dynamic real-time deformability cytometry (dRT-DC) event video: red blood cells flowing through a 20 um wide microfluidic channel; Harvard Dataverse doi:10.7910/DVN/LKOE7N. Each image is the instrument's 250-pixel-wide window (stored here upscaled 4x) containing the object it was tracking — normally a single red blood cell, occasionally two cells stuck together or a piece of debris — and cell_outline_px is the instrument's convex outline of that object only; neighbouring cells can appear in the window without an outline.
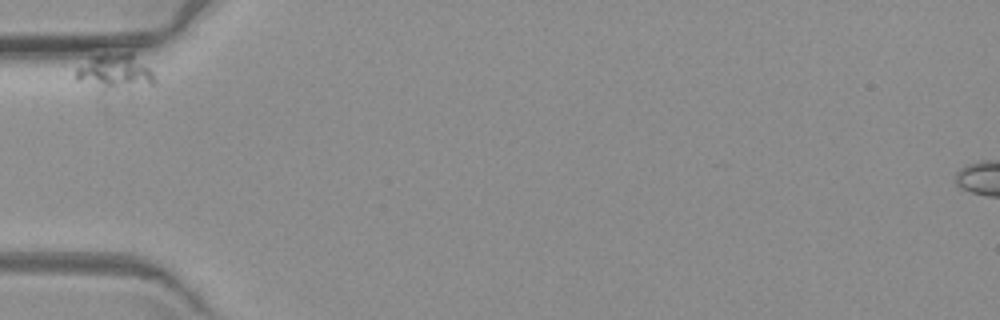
{"species": "common noctule bat (a hibernating species)", "species_latin": "Nyctalus noctula", "temperature_condition": "warm", "stored_images_in_passage": 1, "camera_frame_rate_fps": 3000, "um_per_image_px": 0.085, "animal": {"sex": "female", "body_mass_g": 19.3, "forearm_length_mm": 54.1}, "frame": {"image": 1, "passage_image": 1, "time_ms": 0.0, "image_size_px": [1000, 320], "cell_outline_px": [[156, 80], [152, 84], [104, 84], [76, 80], [72, 76], [76, 68], [92, 56], [104, 52], [132, 52], [152, 72]], "centroid_in_image_um": [9.72, 5.92], "position_along_channel_um": 75.3, "area_um2": 14.74}}